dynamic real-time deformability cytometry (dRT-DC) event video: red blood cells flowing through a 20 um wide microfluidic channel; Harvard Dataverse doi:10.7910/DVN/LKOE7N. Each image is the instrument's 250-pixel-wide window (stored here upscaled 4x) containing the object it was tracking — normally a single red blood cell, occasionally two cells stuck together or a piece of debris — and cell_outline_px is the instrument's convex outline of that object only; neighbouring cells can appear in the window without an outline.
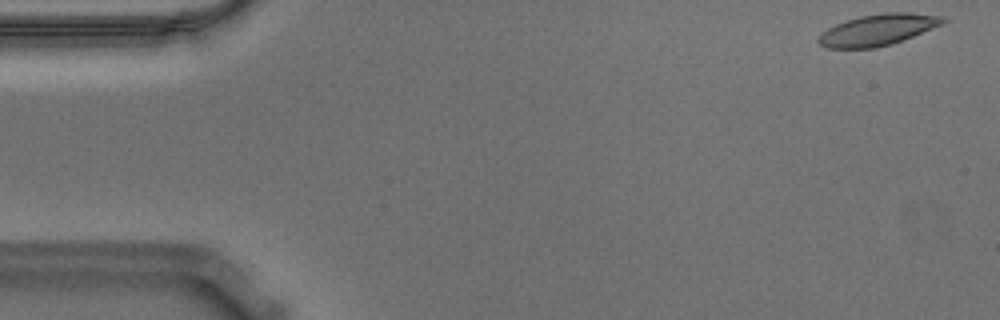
{"species": "Egyptian fruit bat (a non-hibernating species)", "species_latin": "Rousettus aegyptiacus", "temperature_condition": "warm", "stored_images_in_passage": 13, "camera_frame_rate_fps": 3000, "um_per_image_px": 0.085, "animal": {"sex": "male"}, "frame": {"image": 1, "passage_image": 1, "time_ms": 0.0, "image_size_px": [1000, 320], "cell_outline_px": [[948, 20], [944, 24], [892, 44], [876, 48], [824, 48], [816, 40], [828, 28], [844, 20], [860, 16], [884, 12], [912, 12], [944, 16]], "centroid_in_image_um": [74.66, 2.52], "position_along_channel_um": 10.3, "area_um2": 22.89}}